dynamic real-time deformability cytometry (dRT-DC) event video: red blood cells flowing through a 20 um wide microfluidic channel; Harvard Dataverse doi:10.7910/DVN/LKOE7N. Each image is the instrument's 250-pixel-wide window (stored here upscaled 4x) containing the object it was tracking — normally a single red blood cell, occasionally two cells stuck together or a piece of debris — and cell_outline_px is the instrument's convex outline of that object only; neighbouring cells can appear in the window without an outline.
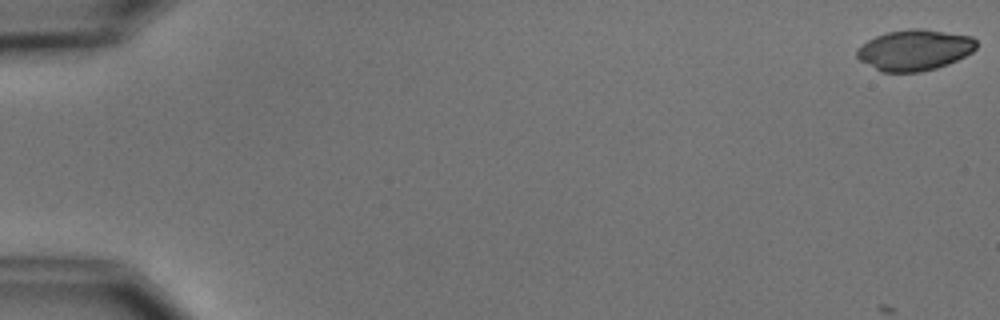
{"species": "common noctule bat (a hibernating species)", "species_latin": "Nyctalus noctula", "temperature_condition": "cold", "stored_images_in_passage": 10, "camera_frame_rate_fps": 3000, "um_per_image_px": 0.085, "animal": {"sex": "male", "body_mass_g": 15.6}, "frame": {"image": 1, "passage_image": 1, "time_ms": 0.0, "image_size_px": [1000, 320], "cell_outline_px": [[976, 48], [972, 52], [948, 64], [936, 68], [920, 72], [880, 72], [860, 60], [856, 56], [856, 52], [868, 40], [876, 36], [888, 32], [912, 28], [924, 28], [972, 36], [976, 40]], "centroid_in_image_um": [77.75, 4.25], "position_along_channel_um": 7.2, "area_um2": 28.38}}